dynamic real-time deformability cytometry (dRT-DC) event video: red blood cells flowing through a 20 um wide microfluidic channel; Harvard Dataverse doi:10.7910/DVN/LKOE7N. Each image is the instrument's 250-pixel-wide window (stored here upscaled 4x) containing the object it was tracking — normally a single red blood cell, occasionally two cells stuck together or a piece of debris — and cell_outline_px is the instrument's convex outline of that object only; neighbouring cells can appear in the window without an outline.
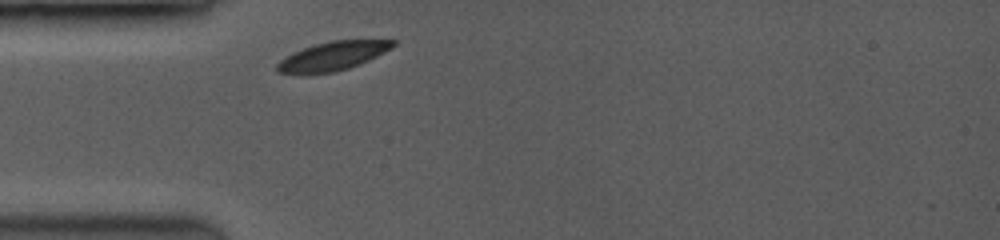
{"species": "common noctule bat (a hibernating species)", "species_latin": "Nyctalus noctula", "temperature_condition": "room temperature", "stored_images_in_passage": 1, "camera_frame_rate_fps": 3500, "um_per_image_px": 0.085, "animal": {"sex": "female", "body_mass_g": 19.0, "forearm_length_mm": 53.3}, "frame": {"image": 1, "passage_image": 1, "time_ms": 0.0, "image_size_px": [1000, 240], "cell_outline_px": [[396, 44], [392, 48], [368, 60], [348, 68], [332, 72], [280, 72], [276, 68], [276, 64], [284, 56], [292, 52], [328, 40], [396, 40]], "centroid_in_image_um": [28.31, 4.72], "position_along_channel_um": 56.7, "area_um2": 18.9}}